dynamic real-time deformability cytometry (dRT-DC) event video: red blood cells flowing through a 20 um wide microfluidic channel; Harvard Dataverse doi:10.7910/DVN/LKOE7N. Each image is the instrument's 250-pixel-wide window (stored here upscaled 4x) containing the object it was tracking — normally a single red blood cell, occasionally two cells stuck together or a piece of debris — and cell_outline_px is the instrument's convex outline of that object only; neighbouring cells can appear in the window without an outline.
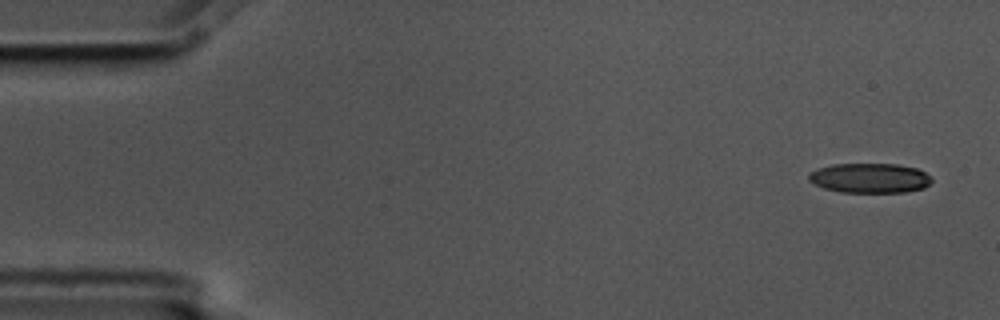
{"species": "common noctule bat (a hibernating species)", "species_latin": "Nyctalus noctula", "temperature_condition": "cold", "stored_images_in_passage": 5, "camera_frame_rate_fps": 3000, "um_per_image_px": 0.085, "animal": {"sex": "male", "body_mass_g": 17.5, "forearm_length_mm": 52.3}, "frame": {"image": 1, "passage_image": 1, "time_ms": 0.0, "image_size_px": [1000, 320], "cell_outline_px": [[932, 180], [924, 188], [904, 192], [840, 192], [824, 188], [808, 180], [808, 176], [812, 172], [820, 168], [832, 164], [896, 164], [916, 168], [924, 172]], "centroid_in_image_um": [73.93, 15.14], "position_along_channel_um": 11.1, "area_um2": 21.04}}
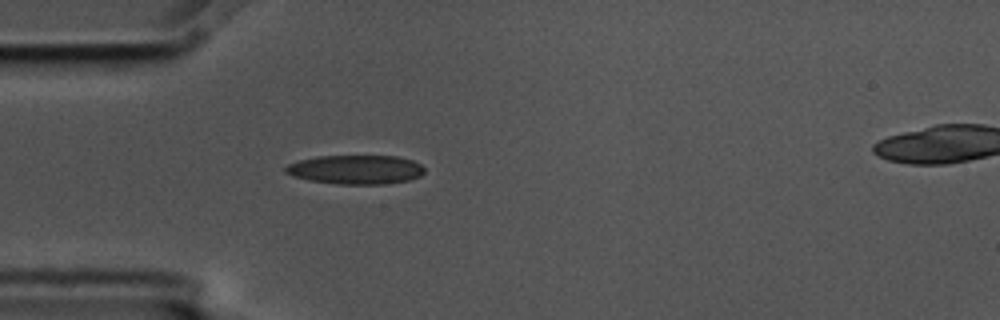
{"frame": {"image": 2, "passage_image": 4, "time_ms": 1.0, "image_size_px": [1000, 320], "cell_outline_px": [[424, 172], [420, 176], [412, 180], [384, 184], [336, 184], [308, 180], [292, 176], [284, 172], [284, 168], [288, 164], [300, 160], [316, 156], [396, 156], [412, 160], [420, 164], [424, 168]], "centroid_in_image_um": [30.23, 14.42], "position_along_channel_um": 54.8, "area_um2": 23.7}}